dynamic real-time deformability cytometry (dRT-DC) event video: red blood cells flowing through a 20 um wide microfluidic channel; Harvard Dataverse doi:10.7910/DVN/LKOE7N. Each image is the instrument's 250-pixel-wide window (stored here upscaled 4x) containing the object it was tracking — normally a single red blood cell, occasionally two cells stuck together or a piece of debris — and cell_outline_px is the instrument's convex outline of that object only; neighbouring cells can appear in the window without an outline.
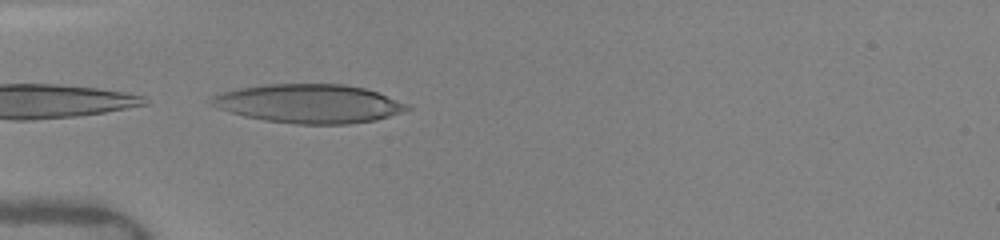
{"species": "human", "species_latin": "Homo sapiens", "temperature_condition": "warm", "stored_images_in_passage": 29, "camera_frame_rate_fps": 3000, "um_per_image_px": 0.085, "donor": {"sex": "female"}, "frame": {"image": 1, "passage_image": 1, "time_ms": 0.0, "image_size_px": [1000, 240], "cell_outline_px": [[412, 108], [376, 120], [348, 124], [296, 124], [264, 120], [244, 116], [220, 108], [212, 104], [208, 100], [212, 96], [220, 92], [240, 88], [268, 84], [344, 84], [364, 88], [376, 92], [408, 104]], "centroid_in_image_um": [26.25, 8.81], "position_along_channel_um": 58.7, "area_um2": 43.93}}